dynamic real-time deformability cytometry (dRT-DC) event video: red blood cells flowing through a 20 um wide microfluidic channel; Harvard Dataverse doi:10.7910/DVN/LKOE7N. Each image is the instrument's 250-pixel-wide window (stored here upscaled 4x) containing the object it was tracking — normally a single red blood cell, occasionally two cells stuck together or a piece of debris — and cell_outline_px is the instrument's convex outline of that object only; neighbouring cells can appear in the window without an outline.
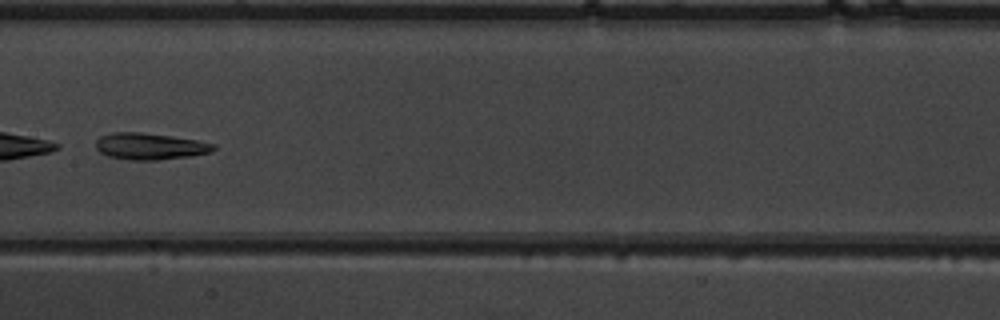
{"species": "common noctule bat (a hibernating species)", "species_latin": "Nyctalus noctula", "temperature_condition": "warm", "stored_images_in_passage": 47, "camera_frame_rate_fps": 3000, "um_per_image_px": 0.085, "animal": {"sex": "male", "body_mass_g": 19.5, "forearm_length_mm": 54.6}, "frame": {"image": 1, "passage_image": 27, "time_ms": 8.667, "image_size_px": [1000, 320], "cell_outline_px": [[216, 148], [212, 152], [192, 156], [156, 160], [128, 160], [108, 156], [100, 152], [96, 148], [96, 140], [100, 136], [112, 132], [140, 132], [172, 136], [196, 140], [216, 144]], "centroid_in_image_um": [12.75, 12.44], "position_along_channel_um": 194.6, "area_um2": 18.38}}
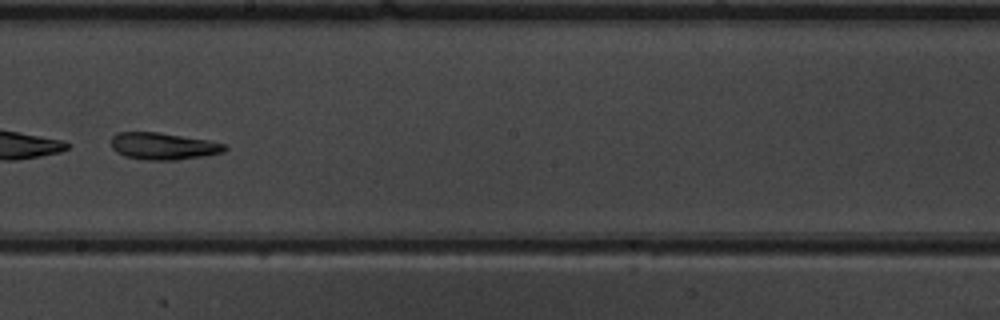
{"frame": {"image": 2, "passage_image": 30, "time_ms": 9.667, "image_size_px": [1000, 320], "cell_outline_px": [[228, 148], [224, 152], [204, 156], [176, 160], [148, 160], [124, 156], [116, 152], [112, 148], [112, 136], [116, 132], [156, 132], [208, 140], [224, 144]], "centroid_in_image_um": [13.86, 12.42], "position_along_channel_um": 234.3, "area_um2": 17.8}}
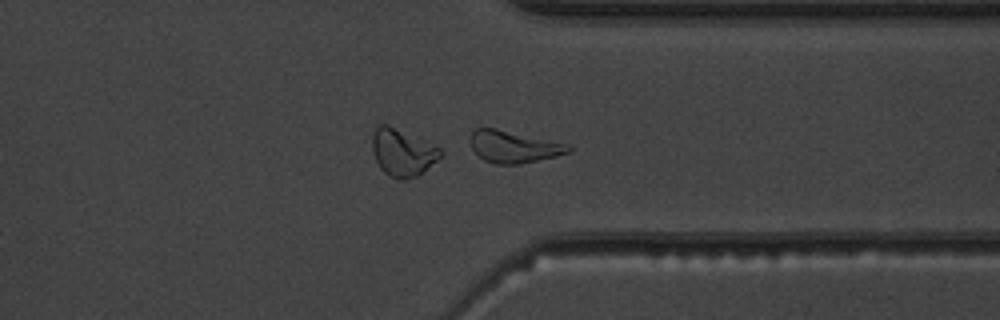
{"frame": {"image": 3, "passage_image": 40, "time_ms": 13.0, "image_size_px": [1000, 320], "cell_outline_px": [[572, 148], [568, 152], [556, 156], [520, 164], [496, 164], [484, 160], [472, 148], [472, 132], [476, 128], [496, 128], [572, 144]], "centroid_in_image_um": [43.73, 12.46], "position_along_channel_um": 367.7, "area_um2": 18.21}}